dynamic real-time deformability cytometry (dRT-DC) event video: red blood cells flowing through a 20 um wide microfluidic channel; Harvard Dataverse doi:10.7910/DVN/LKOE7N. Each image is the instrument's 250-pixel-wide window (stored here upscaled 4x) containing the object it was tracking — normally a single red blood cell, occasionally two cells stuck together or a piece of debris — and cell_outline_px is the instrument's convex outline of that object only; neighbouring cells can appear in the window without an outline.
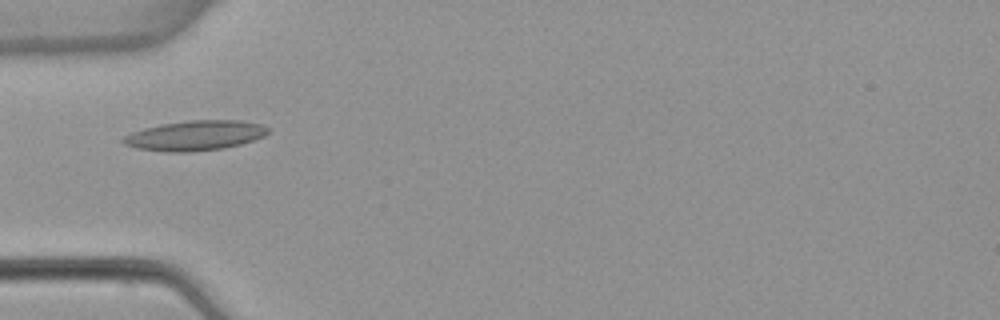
{"species": "common noctule bat (a hibernating species)", "species_latin": "Nyctalus noctula", "temperature_condition": "warm", "stored_images_in_passage": 4, "camera_frame_rate_fps": 3000, "um_per_image_px": 0.085, "animal": {"sex": "female", "body_mass_g": 22.7, "forearm_length_mm": 54.2}, "frame": {"image": 1, "passage_image": 4, "time_ms": 5.333, "image_size_px": [1000, 320], "cell_outline_px": [[268, 132], [264, 136], [240, 144], [224, 148], [192, 152], [168, 152], [136, 148], [124, 144], [120, 140], [124, 136], [132, 132], [144, 128], [160, 124], [188, 120], [240, 120], [260, 124], [268, 128]], "centroid_in_image_um": [16.55, 11.52], "position_along_channel_um": 68.5, "area_um2": 25.26}}